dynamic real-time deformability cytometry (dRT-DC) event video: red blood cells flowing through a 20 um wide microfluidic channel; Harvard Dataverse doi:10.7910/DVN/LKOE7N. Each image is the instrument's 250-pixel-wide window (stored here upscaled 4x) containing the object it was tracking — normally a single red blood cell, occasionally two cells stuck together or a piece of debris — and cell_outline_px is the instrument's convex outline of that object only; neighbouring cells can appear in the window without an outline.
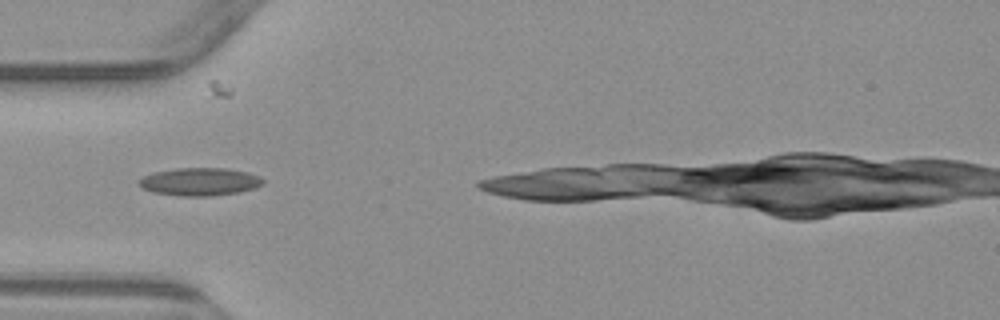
{"species": "common noctule bat (a hibernating species)", "species_latin": "Nyctalus noctula", "temperature_condition": "warm", "stored_images_in_passage": 9, "camera_frame_rate_fps": 3000, "um_per_image_px": 0.085, "animal": {"sex": "male", "body_mass_g": 23.1, "forearm_length_mm": 52.7}, "frame": {"image": 1, "passage_image": 2, "time_ms": 1.333, "image_size_px": [1000, 320], "cell_outline_px": [[264, 184], [240, 192], [212, 196], [180, 196], [152, 192], [136, 184], [136, 180], [152, 172], [176, 168], [224, 168], [248, 172], [260, 176], [264, 180]], "centroid_in_image_um": [16.95, 15.44], "position_along_channel_um": 68.1, "area_um2": 20.35}}